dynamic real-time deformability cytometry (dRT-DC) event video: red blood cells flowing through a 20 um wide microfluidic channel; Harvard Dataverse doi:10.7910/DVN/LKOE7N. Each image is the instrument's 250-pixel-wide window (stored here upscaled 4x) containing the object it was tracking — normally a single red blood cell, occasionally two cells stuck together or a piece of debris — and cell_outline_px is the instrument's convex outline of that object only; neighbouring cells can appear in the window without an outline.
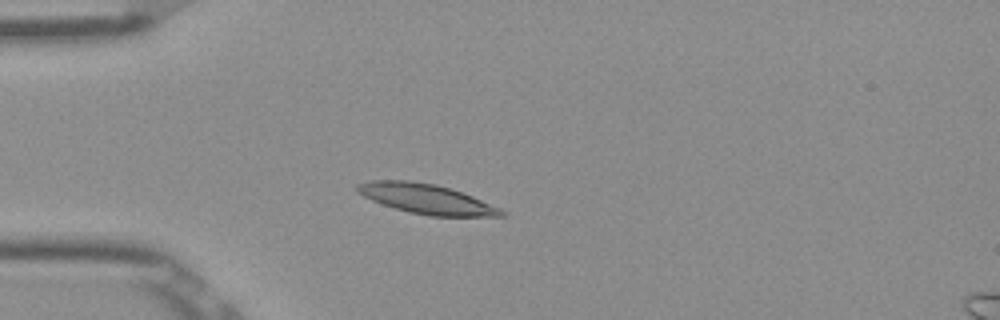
{"species": "Egyptian fruit bat (a non-hibernating species)", "species_latin": "Rousettus aegyptiacus", "temperature_condition": "room temperature", "stored_images_in_passage": 50, "camera_frame_rate_fps": 3000, "um_per_image_px": 0.085, "frame": {"image": 1, "passage_image": 12, "time_ms": 3.667, "image_size_px": [1000, 320], "cell_outline_px": [[504, 216], [428, 216], [408, 212], [372, 200], [356, 192], [356, 184], [368, 180], [408, 180], [436, 184], [472, 196], [500, 208], [504, 212]], "centroid_in_image_um": [36.19, 16.9], "position_along_channel_um": 48.8, "area_um2": 24.8}}
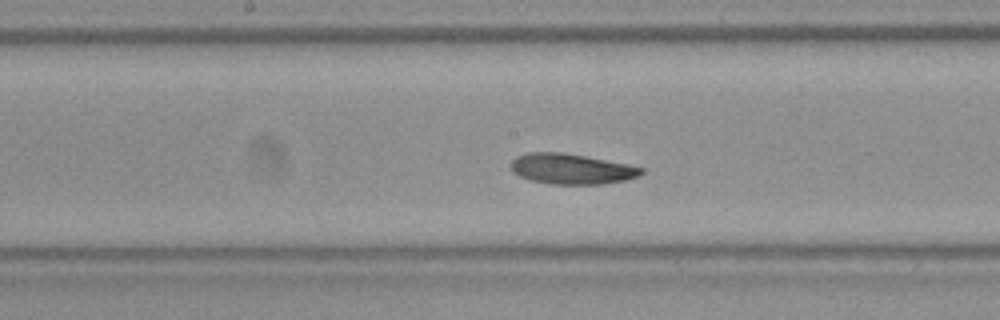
{"frame": {"image": 2, "passage_image": 25, "time_ms": 8.0, "image_size_px": [1000, 320], "cell_outline_px": [[644, 172], [640, 176], [624, 180], [600, 184], [552, 184], [532, 180], [520, 176], [512, 172], [512, 160], [516, 156], [528, 152], [564, 152], [628, 164], [644, 168]], "centroid_in_image_um": [48.59, 14.35], "position_along_channel_um": 199.6, "area_um2": 23.06}}
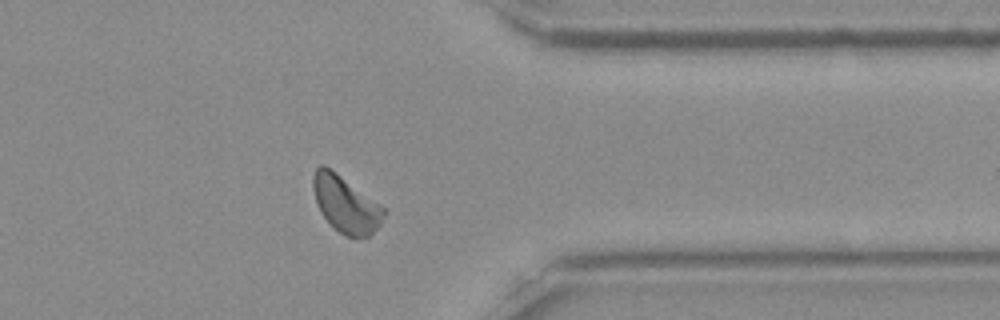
{"frame": {"image": 3, "passage_image": 40, "time_ms": 13.0, "image_size_px": [1000, 320], "cell_outline_px": [[388, 212], [380, 224], [368, 236], [344, 236], [320, 212], [312, 188], [312, 176], [316, 168], [320, 164], [324, 164], [336, 172], [388, 208]], "centroid_in_image_um": [29.42, 17.31], "position_along_channel_um": 382.0, "area_um2": 23.41}, "authors_computed_cell_mechanics": {"area_um2": 23.3512, "velocity_mm_per_s": 3.835, "shape_relaxation_time_tau1_ms": 4.526, "shape_relaxation_time_tau2_ms": 2.8475, "deformation_change_tau1": 0.114, "deformation_change_tau2": 0.0847}}